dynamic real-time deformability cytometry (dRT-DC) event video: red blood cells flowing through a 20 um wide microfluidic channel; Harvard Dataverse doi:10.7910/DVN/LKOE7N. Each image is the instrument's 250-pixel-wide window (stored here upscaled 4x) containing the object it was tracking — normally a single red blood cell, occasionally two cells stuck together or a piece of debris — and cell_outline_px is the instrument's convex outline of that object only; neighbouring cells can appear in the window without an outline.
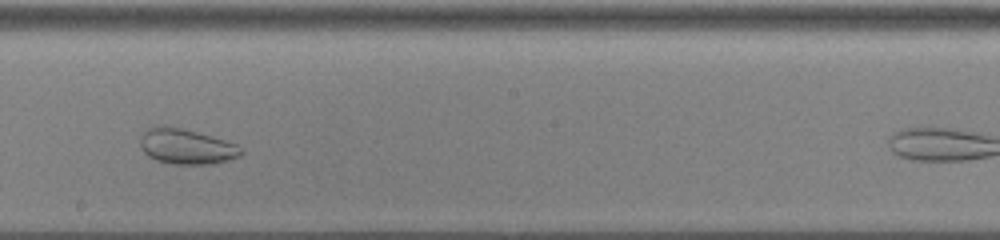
{"species": "common noctule bat (a hibernating species)", "species_latin": "Nyctalus noctula", "temperature_condition": "cold", "stored_images_in_passage": 31, "camera_frame_rate_fps": 3000, "um_per_image_px": 0.085, "animal": {"sex": "male", "body_mass_g": 13.0, "forearm_length_mm": 53.1}, "frame": {"image": 1, "passage_image": 18, "time_ms": 5.667, "image_size_px": [1000, 240], "cell_outline_px": [[244, 152], [240, 156], [228, 160], [212, 164], [172, 164], [156, 160], [148, 156], [144, 152], [140, 144], [140, 136], [148, 128], [164, 124], [196, 132], [224, 140], [236, 144]], "centroid_in_image_um": [15.82, 12.45], "position_along_channel_um": 232.4, "area_um2": 20.69}}
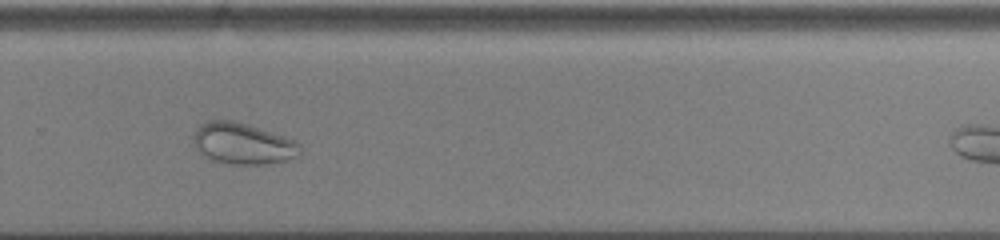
{"frame": {"image": 2, "passage_image": 24, "time_ms": 7.667, "image_size_px": [1000, 240], "cell_outline_px": [[300, 156], [288, 160], [268, 164], [228, 164], [212, 160], [200, 152], [196, 148], [192, 140], [196, 128], [204, 120], [232, 120], [248, 124], [296, 140], [300, 144]], "centroid_in_image_um": [20.64, 12.2], "position_along_channel_um": 309.2, "area_um2": 25.95}}
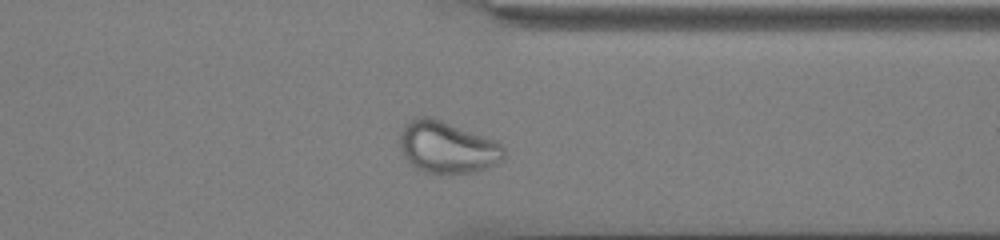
{"frame": {"image": 3, "passage_image": 29, "time_ms": 9.333, "image_size_px": [1000, 240], "cell_outline_px": [[504, 160], [488, 168], [476, 172], [448, 176], [436, 176], [416, 168], [404, 156], [400, 148], [400, 132], [404, 124], [408, 120], [420, 116], [428, 116], [440, 120], [496, 140], [504, 148]], "centroid_in_image_um": [38.02, 12.56], "position_along_channel_um": 373.4, "area_um2": 32.14}}